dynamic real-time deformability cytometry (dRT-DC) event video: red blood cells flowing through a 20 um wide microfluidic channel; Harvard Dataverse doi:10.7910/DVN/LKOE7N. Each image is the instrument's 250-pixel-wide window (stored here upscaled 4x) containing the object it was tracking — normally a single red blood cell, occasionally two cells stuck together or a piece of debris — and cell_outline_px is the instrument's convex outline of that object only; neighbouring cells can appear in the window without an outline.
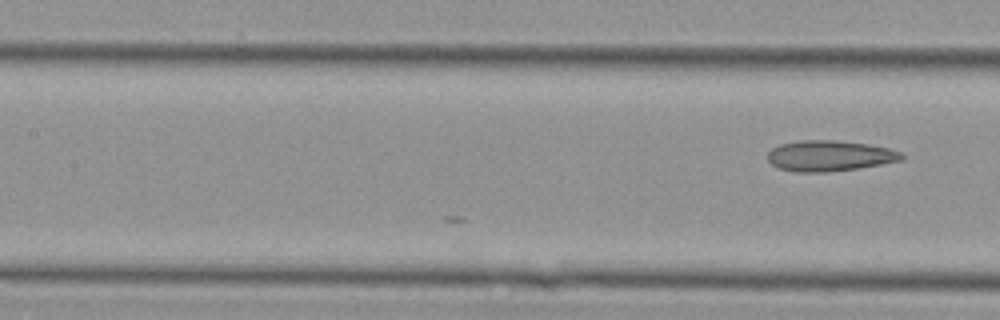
{"species": "Egyptian fruit bat (a non-hibernating species)", "species_latin": "Rousettus aegyptiacus", "temperature_condition": "cold", "stored_images_in_passage": 19, "camera_frame_rate_fps": 3000, "um_per_image_px": 0.085, "animal": {"sex": "female"}, "frame": {"image": 1, "passage_image": 19, "time_ms": 6.0, "image_size_px": [1000, 320], "cell_outline_px": [[904, 160], [856, 168], [828, 172], [796, 172], [776, 168], [768, 160], [768, 152], [772, 148], [780, 144], [800, 140], [836, 140], [868, 144], [888, 148], [900, 152], [904, 156]], "centroid_in_image_um": [70.48, 13.24], "position_along_channel_um": 136.9, "area_um2": 23.99}}